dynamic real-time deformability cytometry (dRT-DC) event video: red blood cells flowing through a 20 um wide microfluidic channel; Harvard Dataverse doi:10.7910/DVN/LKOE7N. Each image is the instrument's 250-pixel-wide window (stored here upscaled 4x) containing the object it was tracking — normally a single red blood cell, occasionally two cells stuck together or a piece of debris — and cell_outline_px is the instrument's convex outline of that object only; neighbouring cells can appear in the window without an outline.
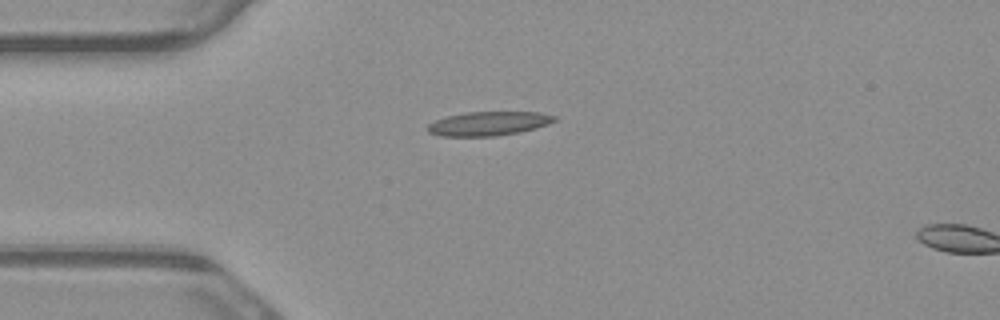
{"species": "common noctule bat (a hibernating species)", "species_latin": "Nyctalus noctula", "temperature_condition": "warm", "stored_images_in_passage": 2, "camera_frame_rate_fps": 3000, "um_per_image_px": 0.085, "animal": {"sex": "male", "body_mass_g": 23.1, "forearm_length_mm": 52.7}, "frame": {"image": 1, "passage_image": 1, "time_ms": 0.0, "image_size_px": [1000, 320], "cell_outline_px": [[556, 120], [548, 124], [536, 128], [520, 132], [496, 136], [440, 136], [428, 132], [424, 128], [428, 124], [436, 120], [448, 116], [468, 112], [536, 112], [556, 116]], "centroid_in_image_um": [41.5, 10.51], "position_along_channel_um": 43.5, "area_um2": 17.74}}